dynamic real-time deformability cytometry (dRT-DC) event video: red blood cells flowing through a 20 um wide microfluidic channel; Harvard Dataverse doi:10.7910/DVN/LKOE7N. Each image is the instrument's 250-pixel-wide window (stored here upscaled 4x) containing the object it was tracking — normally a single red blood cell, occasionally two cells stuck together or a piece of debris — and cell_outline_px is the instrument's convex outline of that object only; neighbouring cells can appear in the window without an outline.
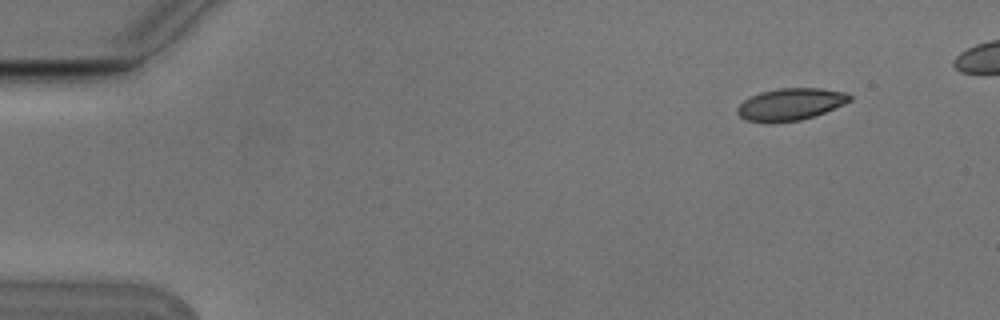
{"species": "Egyptian fruit bat (a non-hibernating species)", "species_latin": "Rousettus aegyptiacus", "temperature_condition": "cold", "stored_images_in_passage": 6, "camera_frame_rate_fps": 3000, "um_per_image_px": 0.085, "animal": {"sex": "male"}, "frame": {"image": 1, "passage_image": 2, "time_ms": 0.333, "image_size_px": [1000, 320], "cell_outline_px": [[852, 100], [844, 104], [824, 112], [800, 120], [744, 120], [736, 112], [736, 108], [744, 100], [760, 92], [776, 88], [820, 88], [844, 92], [852, 96]], "centroid_in_image_um": [67.21, 8.82], "position_along_channel_um": 17.8, "area_um2": 20.35}}